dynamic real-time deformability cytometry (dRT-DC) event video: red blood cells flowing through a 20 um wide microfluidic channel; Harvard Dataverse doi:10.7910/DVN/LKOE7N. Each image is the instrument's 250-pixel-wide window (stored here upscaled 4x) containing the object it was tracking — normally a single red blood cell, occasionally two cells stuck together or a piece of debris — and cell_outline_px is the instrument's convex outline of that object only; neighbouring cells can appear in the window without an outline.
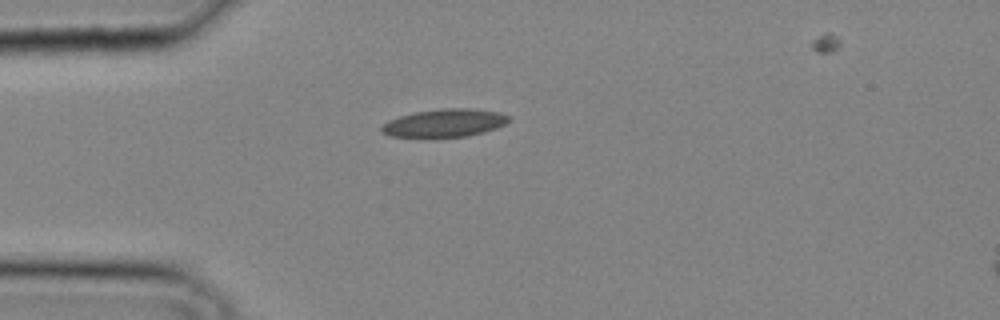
{"species": "common noctule bat (a hibernating species)", "species_latin": "Nyctalus noctula", "temperature_condition": "cold", "stored_images_in_passage": 25, "camera_frame_rate_fps": 3000, "um_per_image_px": 0.085, "animal": {"sex": "male", "body_mass_g": 20.4}, "frame": {"image": 1, "passage_image": 1, "time_ms": 0.0, "image_size_px": [1000, 320], "cell_outline_px": [[512, 120], [496, 128], [484, 132], [468, 136], [388, 136], [380, 132], [380, 128], [388, 120], [400, 116], [416, 112], [444, 108], [472, 108], [500, 112], [512, 116]], "centroid_in_image_um": [37.84, 10.43], "position_along_channel_um": 47.2, "area_um2": 20.63}}
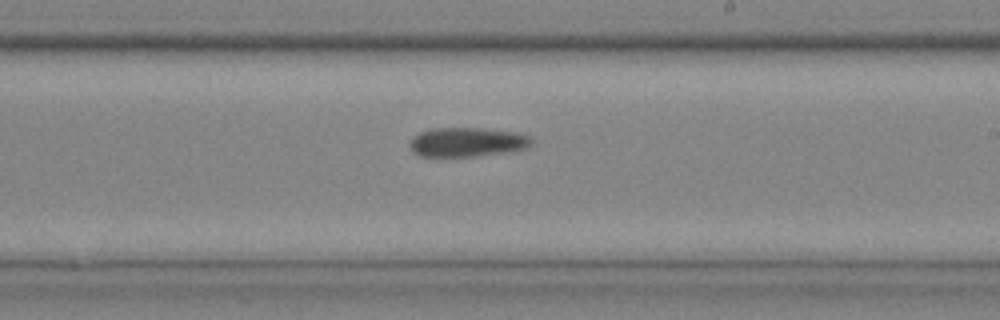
{"frame": {"image": 2, "passage_image": 13, "time_ms": 4.0, "image_size_px": [1000, 320], "cell_outline_px": [[532, 144], [528, 148], [504, 152], [476, 156], [416, 156], [412, 152], [408, 144], [412, 136], [420, 132], [432, 128], [484, 128], [516, 132], [528, 136], [532, 140]], "centroid_in_image_um": [39.65, 12.07], "position_along_channel_um": 249.3, "area_um2": 20.92}}
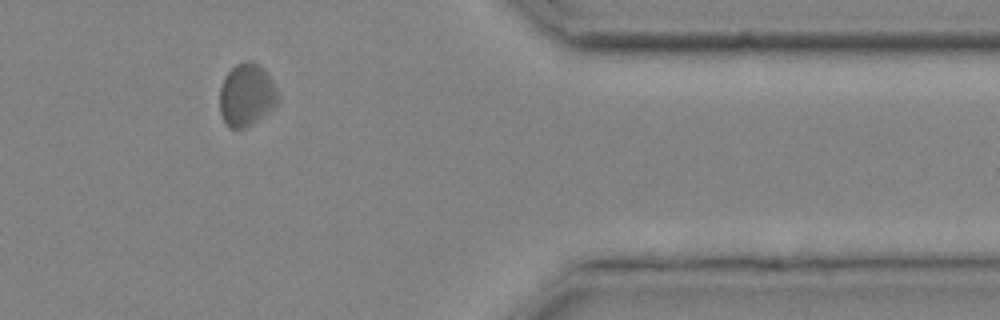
{"frame": {"image": 3, "passage_image": 22, "time_ms": 7.0, "image_size_px": [1000, 320], "cell_outline_px": [[280, 96], [276, 108], [252, 124], [244, 128], [228, 128], [224, 124], [220, 112], [220, 88], [224, 76], [236, 64], [244, 60], [252, 60], [260, 64], [264, 68], [272, 80]], "centroid_in_image_um": [20.98, 8.07], "position_along_channel_um": 390.4, "area_um2": 21.85}}